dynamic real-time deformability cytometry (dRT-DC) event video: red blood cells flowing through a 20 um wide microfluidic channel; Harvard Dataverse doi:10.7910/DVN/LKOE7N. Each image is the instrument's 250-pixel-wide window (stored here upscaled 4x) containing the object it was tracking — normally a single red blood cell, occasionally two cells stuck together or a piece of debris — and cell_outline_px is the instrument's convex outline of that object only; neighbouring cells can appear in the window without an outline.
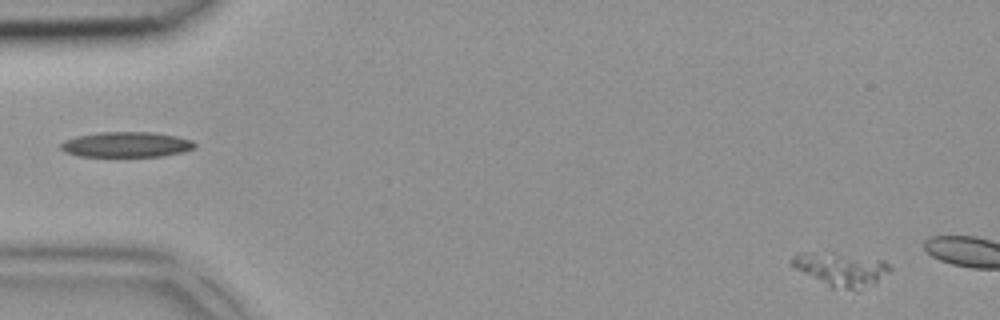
{"species": "common noctule bat (a hibernating species)", "species_latin": "Nyctalus noctula", "temperature_condition": "room temperature", "stored_images_in_passage": 5, "camera_frame_rate_fps": 3000, "um_per_image_px": 0.085, "animal": {"sex": "female", "body_mass_g": 18.4}, "frame": {"image": 1, "passage_image": 5, "time_ms": 1.333, "image_size_px": [1000, 320], "cell_outline_px": [[892, 268], [888, 272], [872, 284], [856, 292], [832, 288], [796, 268], [792, 264], [792, 256], [808, 252], [884, 260]], "centroid_in_image_um": [71.53, 22.95], "position_along_channel_um": 13.5, "area_um2": 18.32}}